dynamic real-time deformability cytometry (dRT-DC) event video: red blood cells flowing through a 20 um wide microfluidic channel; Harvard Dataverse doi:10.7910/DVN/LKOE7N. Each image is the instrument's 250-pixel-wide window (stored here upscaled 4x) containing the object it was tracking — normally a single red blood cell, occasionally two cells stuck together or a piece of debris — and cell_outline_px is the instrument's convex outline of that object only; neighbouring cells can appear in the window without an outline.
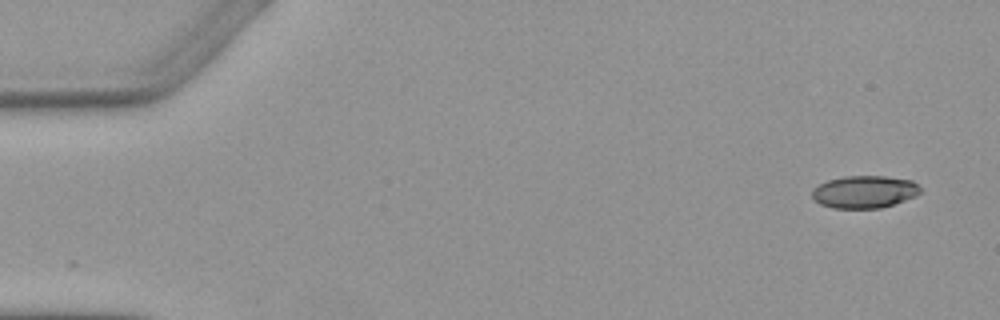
{"species": "Egyptian fruit bat (a non-hibernating species)", "species_latin": "Rousettus aegyptiacus", "temperature_condition": "warm", "stored_images_in_passage": 5, "segment_of_instrument_passage": [1, 2], "camera_frame_rate_fps": 3000, "um_per_image_px": 0.085, "animal": {"sex": "female"}, "frame": {"image": 1, "passage_image": 1, "time_ms": 0.0, "image_size_px": [1000, 320], "cell_outline_px": [[920, 192], [916, 196], [880, 208], [832, 208], [820, 204], [812, 196], [812, 188], [828, 180], [844, 176], [884, 176], [912, 180], [920, 188]], "centroid_in_image_um": [73.46, 16.3], "position_along_channel_um": 11.5, "area_um2": 20.35}}